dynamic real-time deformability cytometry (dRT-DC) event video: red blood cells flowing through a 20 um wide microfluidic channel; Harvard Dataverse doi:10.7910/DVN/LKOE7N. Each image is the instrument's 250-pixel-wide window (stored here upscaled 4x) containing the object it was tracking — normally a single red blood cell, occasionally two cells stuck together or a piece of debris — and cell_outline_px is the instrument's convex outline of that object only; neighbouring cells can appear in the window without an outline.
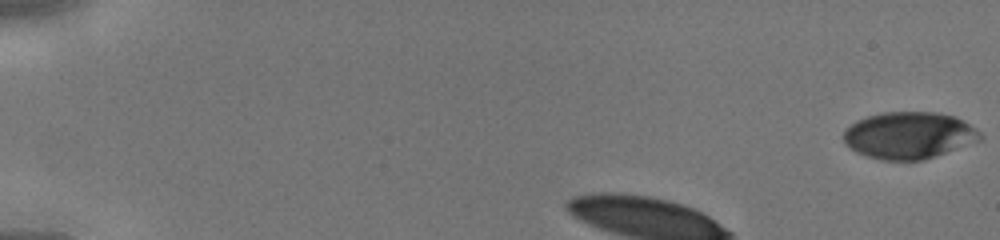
{"species": "human", "species_latin": "Homo sapiens", "temperature_condition": "cold", "stored_images_in_passage": 32, "camera_frame_rate_fps": 3000, "um_per_image_px": 0.085, "donor": {"sex": "male"}, "frame": {"image": 1, "passage_image": 1, "time_ms": 0.0, "image_size_px": [1000, 240], "cell_outline_px": [[984, 140], [924, 160], [880, 160], [856, 152], [848, 148], [844, 144], [844, 132], [856, 120], [868, 116], [884, 112], [936, 112], [956, 116], [964, 120], [976, 128], [984, 136]], "centroid_in_image_um": [77.32, 11.51], "position_along_channel_um": 7.7, "area_um2": 37.74}}
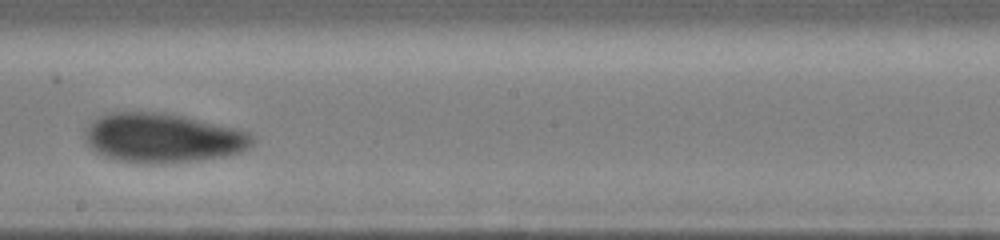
{"frame": {"image": 2, "passage_image": 20, "time_ms": 6.333, "image_size_px": [1000, 240], "cell_outline_px": [[256, 140], [252, 144], [240, 152], [224, 156], [200, 160], [172, 164], [144, 164], [116, 160], [104, 156], [96, 152], [84, 140], [84, 132], [88, 124], [100, 116], [112, 112], [164, 112], [184, 116], [248, 132]], "centroid_in_image_um": [13.79, 11.74], "position_along_channel_um": 234.4, "area_um2": 48.38}}
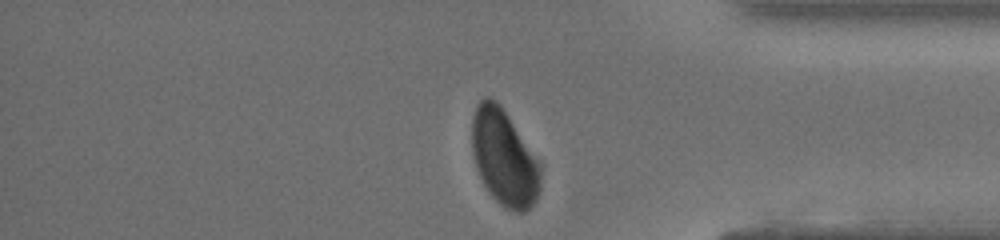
{"frame": {"image": 3, "passage_image": 31, "time_ms": 10.0, "image_size_px": [1000, 240], "cell_outline_px": [[540, 188], [536, 200], [524, 212], [516, 212], [504, 208], [492, 196], [484, 184], [476, 168], [472, 152], [472, 116], [476, 104], [484, 96], [488, 96], [496, 100], [500, 104], [540, 160]], "centroid_in_image_um": [42.85, 13.37], "position_along_channel_um": 392.4, "area_um2": 38.73}}